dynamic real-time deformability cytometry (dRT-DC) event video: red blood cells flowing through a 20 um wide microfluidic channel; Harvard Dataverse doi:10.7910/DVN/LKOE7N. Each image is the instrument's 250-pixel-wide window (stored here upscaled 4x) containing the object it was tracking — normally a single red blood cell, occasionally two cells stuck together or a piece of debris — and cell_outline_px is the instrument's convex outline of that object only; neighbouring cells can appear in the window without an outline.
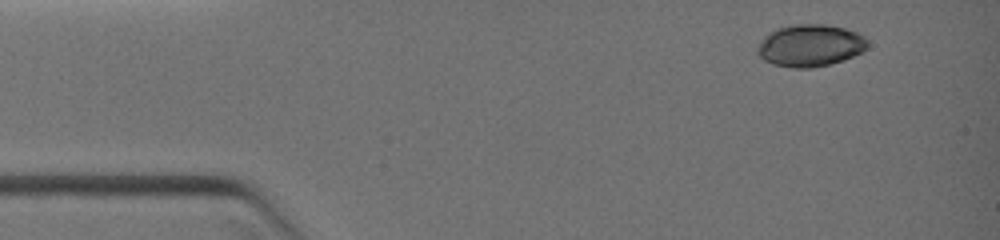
{"species": "common noctule bat (a hibernating species)", "species_latin": "Nyctalus noctula", "temperature_condition": "warm", "stored_images_in_passage": 3, "camera_frame_rate_fps": 3000, "um_per_image_px": 0.085, "animal": {"sex": "female", "body_mass_g": 19.0, "forearm_length_mm": 51.5}, "frame": {"image": 1, "passage_image": 1, "time_ms": 0.0, "image_size_px": [1000, 240], "cell_outline_px": [[868, 44], [860, 52], [852, 56], [828, 64], [812, 68], [792, 68], [772, 64], [764, 60], [756, 52], [756, 48], [760, 40], [768, 32], [776, 28], [792, 24], [824, 24], [844, 28], [856, 32], [864, 36]], "centroid_in_image_um": [68.79, 3.86], "position_along_channel_um": 16.2, "area_um2": 26.99}}
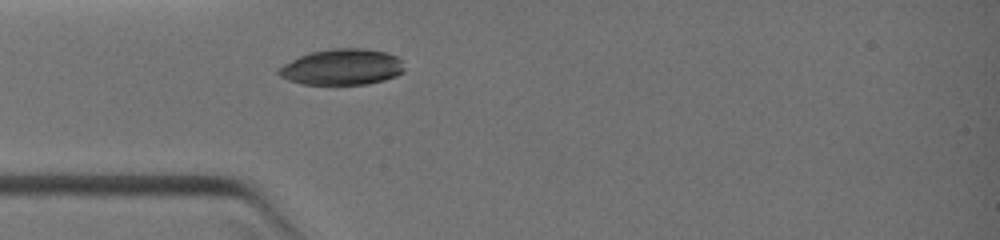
{"frame": {"image": 2, "passage_image": 3, "time_ms": 2.333, "image_size_px": [1000, 240], "cell_outline_px": [[404, 72], [396, 76], [384, 80], [364, 84], [304, 84], [288, 80], [280, 76], [276, 72], [284, 64], [308, 52], [328, 48], [364, 48], [384, 52], [396, 56], [400, 60], [404, 68]], "centroid_in_image_um": [29.07, 5.69], "position_along_channel_um": 55.9, "area_um2": 26.3}}